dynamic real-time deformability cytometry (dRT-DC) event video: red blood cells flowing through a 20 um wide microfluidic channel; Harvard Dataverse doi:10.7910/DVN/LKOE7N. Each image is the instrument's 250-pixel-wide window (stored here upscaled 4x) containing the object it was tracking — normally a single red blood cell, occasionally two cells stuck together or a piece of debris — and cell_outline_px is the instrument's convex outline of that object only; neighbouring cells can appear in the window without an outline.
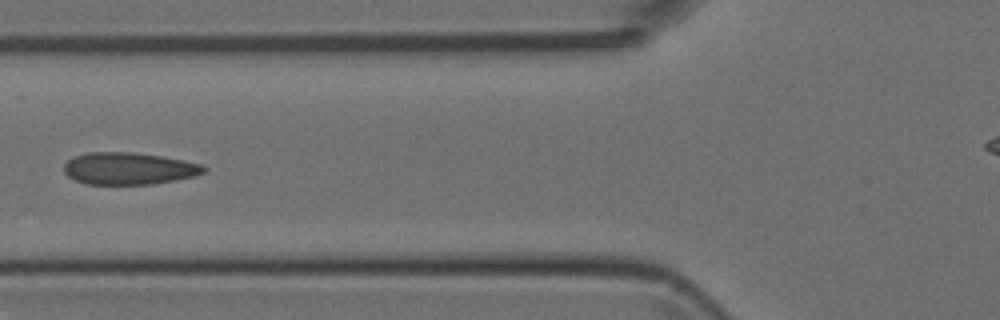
{"species": "Egyptian fruit bat (a non-hibernating species)", "species_latin": "Rousettus aegyptiacus", "temperature_condition": "room temperature", "stored_images_in_passage": 6, "camera_frame_rate_fps": 3000, "um_per_image_px": 0.085, "animal": {"sex": "female"}, "frame": {"image": 1, "passage_image": 5, "time_ms": 4.667, "image_size_px": [1000, 320], "cell_outline_px": [[208, 168], [204, 172], [196, 176], [176, 180], [152, 184], [84, 184], [68, 176], [64, 172], [64, 164], [72, 156], [88, 152], [132, 152], [160, 156], [184, 160], [200, 164]], "centroid_in_image_um": [10.94, 14.32], "position_along_channel_um": 114.9, "area_um2": 26.24}}
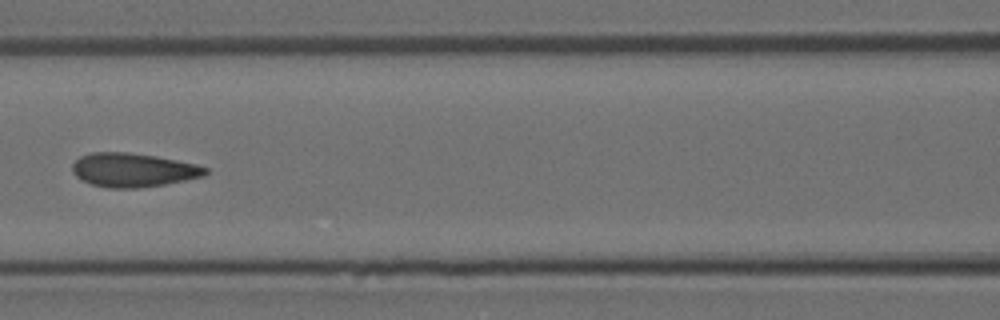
{"frame": {"image": 2, "passage_image": 6, "time_ms": 5.667, "image_size_px": [1000, 320], "cell_outline_px": [[208, 172], [204, 176], [164, 184], [136, 188], [108, 188], [92, 184], [76, 176], [72, 172], [72, 164], [80, 156], [92, 152], [128, 152], [156, 156], [196, 164], [208, 168]], "centroid_in_image_um": [11.31, 14.44], "position_along_channel_um": 155.3, "area_um2": 26.13}}